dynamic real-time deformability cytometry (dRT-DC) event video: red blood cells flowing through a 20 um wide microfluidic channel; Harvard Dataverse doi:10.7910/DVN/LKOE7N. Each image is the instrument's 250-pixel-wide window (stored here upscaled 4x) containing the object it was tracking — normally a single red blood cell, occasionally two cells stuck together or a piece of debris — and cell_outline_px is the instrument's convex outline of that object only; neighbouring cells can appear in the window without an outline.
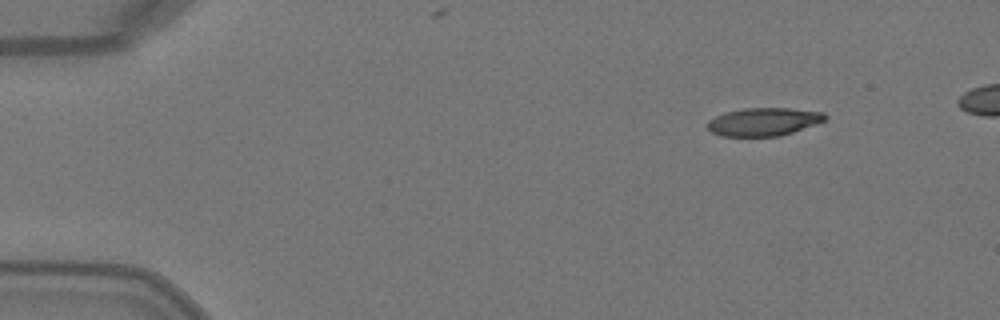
{"species": "Egyptian fruit bat (a non-hibernating species)", "species_latin": "Rousettus aegyptiacus", "temperature_condition": "warm", "stored_images_in_passage": 6, "camera_frame_rate_fps": 3000, "um_per_image_px": 0.085, "animal": {"sex": "female"}, "frame": {"image": 1, "passage_image": 1, "time_ms": 0.0, "image_size_px": [1000, 320], "cell_outline_px": [[828, 116], [824, 120], [816, 124], [780, 136], [720, 136], [712, 132], [708, 128], [708, 120], [724, 112], [744, 108], [788, 108], [824, 112]], "centroid_in_image_um": [64.9, 10.34], "position_along_channel_um": 20.1, "area_um2": 19.19}}
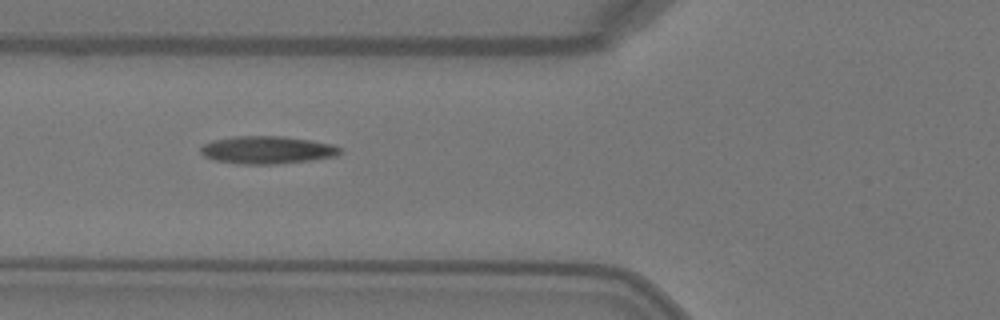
{"frame": {"image": 2, "passage_image": 4, "time_ms": 1.0, "image_size_px": [1000, 320], "cell_outline_px": [[340, 152], [336, 156], [312, 160], [276, 164], [244, 164], [216, 160], [204, 156], [200, 152], [200, 148], [204, 144], [212, 140], [232, 136], [284, 136], [312, 140], [332, 144], [340, 148]], "centroid_in_image_um": [22.7, 12.73], "position_along_channel_um": 103.1, "area_um2": 22.48}}
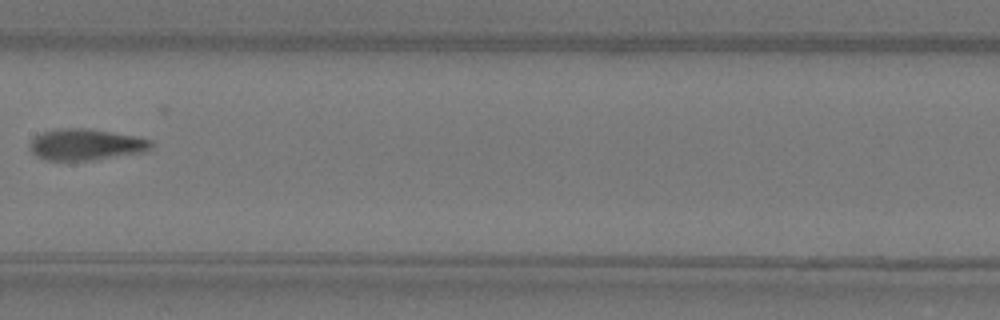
{"frame": {"image": 3, "passage_image": 6, "time_ms": 1.667, "image_size_px": [1000, 320], "cell_outline_px": [[152, 148], [144, 152], [92, 160], [44, 160], [36, 156], [28, 148], [28, 144], [36, 136], [44, 132], [60, 128], [88, 128], [140, 136], [152, 140]], "centroid_in_image_um": [7.32, 12.28], "position_along_channel_um": 200.1, "area_um2": 22.37}}